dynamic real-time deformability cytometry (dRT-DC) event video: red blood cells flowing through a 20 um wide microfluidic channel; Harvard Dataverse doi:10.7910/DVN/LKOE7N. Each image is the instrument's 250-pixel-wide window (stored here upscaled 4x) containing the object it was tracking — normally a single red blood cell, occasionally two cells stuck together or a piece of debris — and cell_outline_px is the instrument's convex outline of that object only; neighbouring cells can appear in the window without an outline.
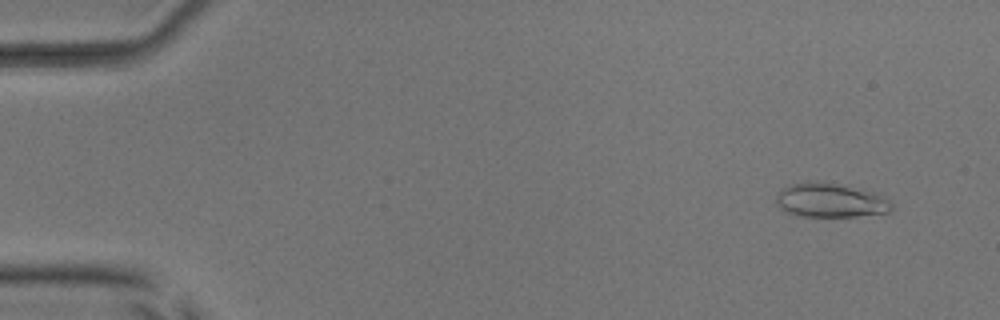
{"species": "common noctule bat (a hibernating species)", "species_latin": "Nyctalus noctula", "temperature_condition": "room temperature", "stored_images_in_passage": 52, "camera_frame_rate_fps": 3000, "um_per_image_px": 0.085, "animal": {"sex": "male", "body_mass_g": 17.9, "forearm_length_mm": 54.2}, "frame": {"image": 1, "passage_image": 3, "time_ms": 0.667, "image_size_px": [1000, 320], "cell_outline_px": [[892, 212], [856, 216], [800, 216], [784, 212], [776, 204], [776, 192], [780, 188], [792, 184], [812, 180], [820, 180], [848, 184], [880, 192], [892, 204]], "centroid_in_image_um": [70.6, 16.98], "position_along_channel_um": 14.4, "area_um2": 24.04}}
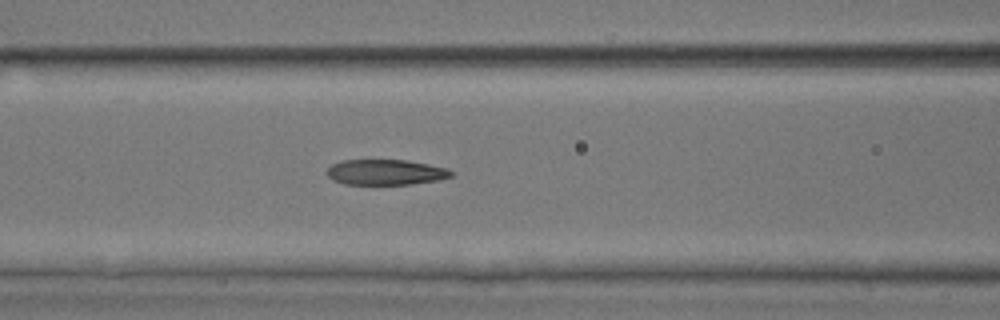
{"frame": {"image": 2, "passage_image": 22, "time_ms": 7.0, "image_size_px": [1000, 320], "cell_outline_px": [[452, 176], [440, 180], [412, 184], [344, 184], [332, 180], [328, 176], [328, 168], [332, 164], [344, 160], [408, 160], [448, 168], [452, 172]], "centroid_in_image_um": [32.8, 14.64], "position_along_channel_um": 133.8, "area_um2": 18.44}}
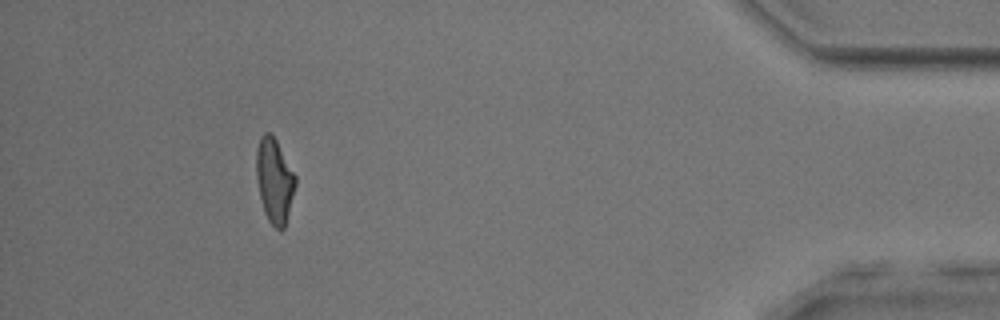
{"frame": {"image": 3, "passage_image": 48, "time_ms": 15.667, "image_size_px": [1000, 320], "cell_outline_px": [[296, 184], [284, 228], [280, 232], [268, 220], [264, 212], [260, 196], [256, 176], [256, 148], [260, 136], [264, 132], [272, 132], [296, 176]], "centroid_in_image_um": [23.31, 15.31], "position_along_channel_um": 411.9, "area_um2": 19.31}, "authors_computed_cell_mechanics": {"area_um2": 19.7965, "velocity_mm_per_s": 3.8789, "shape_relaxation_time_tau1_ms": 3.7093, "shape_relaxation_time_tau2_ms": 2.2232, "deformation_change_tau1": 0.1633, "deformation_change_tau2": 0.1133}}